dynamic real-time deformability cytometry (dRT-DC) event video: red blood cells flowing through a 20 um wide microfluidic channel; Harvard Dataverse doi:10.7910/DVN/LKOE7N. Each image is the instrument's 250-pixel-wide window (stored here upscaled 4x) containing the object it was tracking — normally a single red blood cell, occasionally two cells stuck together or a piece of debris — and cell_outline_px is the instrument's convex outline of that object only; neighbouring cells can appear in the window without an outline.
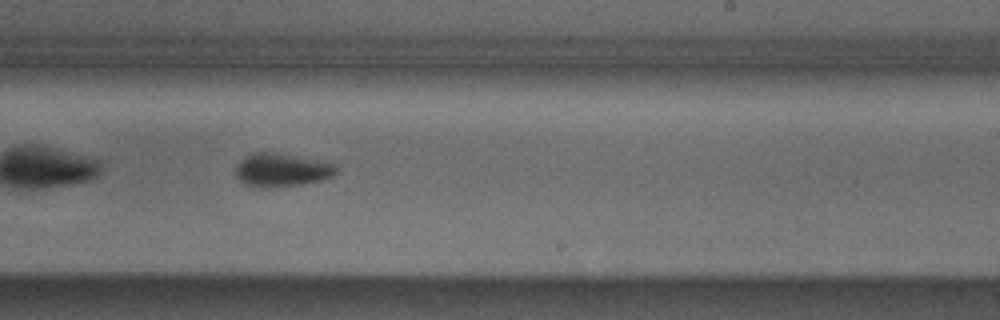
{"species": "Egyptian fruit bat (a non-hibernating species)", "species_latin": "Rousettus aegyptiacus", "temperature_condition": "cold", "stored_images_in_passage": 38, "camera_frame_rate_fps": 3000, "um_per_image_px": 0.085, "animal": {"sex": "male"}, "frame": {"image": 1, "passage_image": 17, "time_ms": 5.333, "image_size_px": [1000, 320], "cell_outline_px": [[340, 172], [332, 176], [320, 180], [304, 184], [244, 184], [236, 176], [236, 164], [244, 156], [252, 152], [272, 152], [316, 160], [336, 164], [340, 168]], "centroid_in_image_um": [23.99, 14.39], "position_along_channel_um": 265.0, "area_um2": 18.79}}
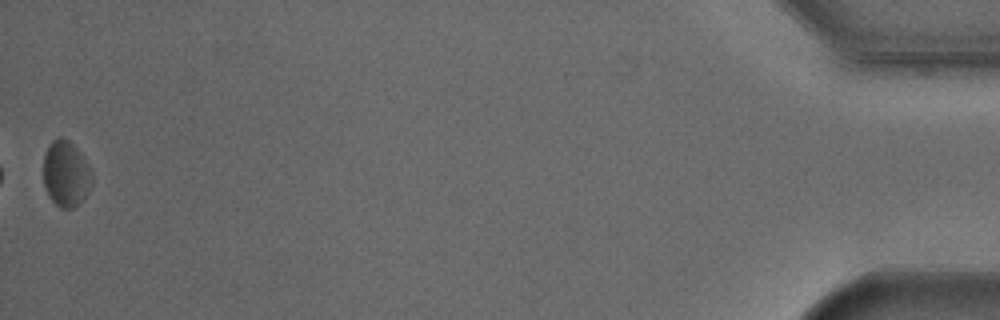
{"frame": {"image": 2, "passage_image": 38, "time_ms": 12.333, "image_size_px": [1000, 320], "cell_outline_px": [[92, 184], [84, 196], [72, 208], [60, 208], [52, 200], [44, 184], [44, 152], [52, 140], [60, 136], [68, 140], [80, 152], [92, 168]], "centroid_in_image_um": [5.61, 14.73], "position_along_channel_um": 429.6, "area_um2": 18.5}, "authors_computed_cell_mechanics": {"area_um2": 18.7561, "velocity_mm_per_s": 3.7833, "shape_relaxation_time_tau1_ms": 1.7831, "shape_relaxation_time_tau2_ms": null, "deformation_change_tau1": 0.0675, "deformation_change_tau2": null}}